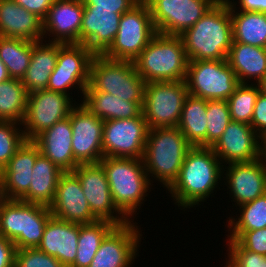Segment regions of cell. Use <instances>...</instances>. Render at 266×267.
<instances>
[{
    "instance_id": "obj_1",
    "label": "cell",
    "mask_w": 266,
    "mask_h": 267,
    "mask_svg": "<svg viewBox=\"0 0 266 267\" xmlns=\"http://www.w3.org/2000/svg\"><path fill=\"white\" fill-rule=\"evenodd\" d=\"M211 147H191L176 181L168 189L182 209L201 205L223 177V165ZM219 181V182H218ZM200 202V203H199Z\"/></svg>"
},
{
    "instance_id": "obj_2",
    "label": "cell",
    "mask_w": 266,
    "mask_h": 267,
    "mask_svg": "<svg viewBox=\"0 0 266 267\" xmlns=\"http://www.w3.org/2000/svg\"><path fill=\"white\" fill-rule=\"evenodd\" d=\"M180 37L189 61L227 59L233 42V32L226 0H218Z\"/></svg>"
},
{
    "instance_id": "obj_3",
    "label": "cell",
    "mask_w": 266,
    "mask_h": 267,
    "mask_svg": "<svg viewBox=\"0 0 266 267\" xmlns=\"http://www.w3.org/2000/svg\"><path fill=\"white\" fill-rule=\"evenodd\" d=\"M191 147L178 127L149 129L143 162L150 182L155 179L169 189L178 178Z\"/></svg>"
},
{
    "instance_id": "obj_4",
    "label": "cell",
    "mask_w": 266,
    "mask_h": 267,
    "mask_svg": "<svg viewBox=\"0 0 266 267\" xmlns=\"http://www.w3.org/2000/svg\"><path fill=\"white\" fill-rule=\"evenodd\" d=\"M99 163L105 169L116 208L128 220L133 221L132 215L141 208L139 206H142L152 186L143 159L103 157Z\"/></svg>"
},
{
    "instance_id": "obj_5",
    "label": "cell",
    "mask_w": 266,
    "mask_h": 267,
    "mask_svg": "<svg viewBox=\"0 0 266 267\" xmlns=\"http://www.w3.org/2000/svg\"><path fill=\"white\" fill-rule=\"evenodd\" d=\"M133 62L137 73L149 83L184 81L189 60L180 36L157 33Z\"/></svg>"
},
{
    "instance_id": "obj_6",
    "label": "cell",
    "mask_w": 266,
    "mask_h": 267,
    "mask_svg": "<svg viewBox=\"0 0 266 267\" xmlns=\"http://www.w3.org/2000/svg\"><path fill=\"white\" fill-rule=\"evenodd\" d=\"M51 217L47 206L7 199L0 206V235L11 240L16 249L38 247Z\"/></svg>"
},
{
    "instance_id": "obj_7",
    "label": "cell",
    "mask_w": 266,
    "mask_h": 267,
    "mask_svg": "<svg viewBox=\"0 0 266 267\" xmlns=\"http://www.w3.org/2000/svg\"><path fill=\"white\" fill-rule=\"evenodd\" d=\"M145 86L146 82L137 73L134 62L95 55L85 91L106 92L120 100L144 102Z\"/></svg>"
},
{
    "instance_id": "obj_8",
    "label": "cell",
    "mask_w": 266,
    "mask_h": 267,
    "mask_svg": "<svg viewBox=\"0 0 266 267\" xmlns=\"http://www.w3.org/2000/svg\"><path fill=\"white\" fill-rule=\"evenodd\" d=\"M156 34L148 4L137 3L121 15L115 39L102 55L133 62Z\"/></svg>"
},
{
    "instance_id": "obj_9",
    "label": "cell",
    "mask_w": 266,
    "mask_h": 267,
    "mask_svg": "<svg viewBox=\"0 0 266 267\" xmlns=\"http://www.w3.org/2000/svg\"><path fill=\"white\" fill-rule=\"evenodd\" d=\"M184 81L189 95L205 100H227L240 84L227 59L189 61Z\"/></svg>"
},
{
    "instance_id": "obj_10",
    "label": "cell",
    "mask_w": 266,
    "mask_h": 267,
    "mask_svg": "<svg viewBox=\"0 0 266 267\" xmlns=\"http://www.w3.org/2000/svg\"><path fill=\"white\" fill-rule=\"evenodd\" d=\"M188 95L185 81L146 83L142 114L148 128L177 127Z\"/></svg>"
},
{
    "instance_id": "obj_11",
    "label": "cell",
    "mask_w": 266,
    "mask_h": 267,
    "mask_svg": "<svg viewBox=\"0 0 266 267\" xmlns=\"http://www.w3.org/2000/svg\"><path fill=\"white\" fill-rule=\"evenodd\" d=\"M218 0H150L147 4L157 33L180 36Z\"/></svg>"
},
{
    "instance_id": "obj_12",
    "label": "cell",
    "mask_w": 266,
    "mask_h": 267,
    "mask_svg": "<svg viewBox=\"0 0 266 267\" xmlns=\"http://www.w3.org/2000/svg\"><path fill=\"white\" fill-rule=\"evenodd\" d=\"M71 97L47 89L29 93L25 117L21 123L25 139L33 140L56 122L66 119L75 105Z\"/></svg>"
},
{
    "instance_id": "obj_13",
    "label": "cell",
    "mask_w": 266,
    "mask_h": 267,
    "mask_svg": "<svg viewBox=\"0 0 266 267\" xmlns=\"http://www.w3.org/2000/svg\"><path fill=\"white\" fill-rule=\"evenodd\" d=\"M94 56L84 44L59 43L56 66L50 75L47 90L70 96L69 90L77 85L82 91L80 93L84 94Z\"/></svg>"
},
{
    "instance_id": "obj_14",
    "label": "cell",
    "mask_w": 266,
    "mask_h": 267,
    "mask_svg": "<svg viewBox=\"0 0 266 267\" xmlns=\"http://www.w3.org/2000/svg\"><path fill=\"white\" fill-rule=\"evenodd\" d=\"M148 130L142 113L135 118L105 120L103 156L143 159Z\"/></svg>"
},
{
    "instance_id": "obj_15",
    "label": "cell",
    "mask_w": 266,
    "mask_h": 267,
    "mask_svg": "<svg viewBox=\"0 0 266 267\" xmlns=\"http://www.w3.org/2000/svg\"><path fill=\"white\" fill-rule=\"evenodd\" d=\"M72 172L78 177L90 210L98 221H108L116 226L130 221L116 208L105 169L100 163L79 164Z\"/></svg>"
},
{
    "instance_id": "obj_16",
    "label": "cell",
    "mask_w": 266,
    "mask_h": 267,
    "mask_svg": "<svg viewBox=\"0 0 266 267\" xmlns=\"http://www.w3.org/2000/svg\"><path fill=\"white\" fill-rule=\"evenodd\" d=\"M104 121L92 115L85 106L75 104L71 110L72 151L78 164H96L103 156Z\"/></svg>"
},
{
    "instance_id": "obj_17",
    "label": "cell",
    "mask_w": 266,
    "mask_h": 267,
    "mask_svg": "<svg viewBox=\"0 0 266 267\" xmlns=\"http://www.w3.org/2000/svg\"><path fill=\"white\" fill-rule=\"evenodd\" d=\"M138 227L133 221L115 226L101 242L88 267H130L138 255L142 237Z\"/></svg>"
},
{
    "instance_id": "obj_18",
    "label": "cell",
    "mask_w": 266,
    "mask_h": 267,
    "mask_svg": "<svg viewBox=\"0 0 266 267\" xmlns=\"http://www.w3.org/2000/svg\"><path fill=\"white\" fill-rule=\"evenodd\" d=\"M260 140L251 125L231 120L211 148L223 166L251 162L260 158Z\"/></svg>"
},
{
    "instance_id": "obj_19",
    "label": "cell",
    "mask_w": 266,
    "mask_h": 267,
    "mask_svg": "<svg viewBox=\"0 0 266 267\" xmlns=\"http://www.w3.org/2000/svg\"><path fill=\"white\" fill-rule=\"evenodd\" d=\"M49 209L53 217L71 223L83 225L98 221L93 216L81 183L73 172H64L60 176Z\"/></svg>"
},
{
    "instance_id": "obj_20",
    "label": "cell",
    "mask_w": 266,
    "mask_h": 267,
    "mask_svg": "<svg viewBox=\"0 0 266 267\" xmlns=\"http://www.w3.org/2000/svg\"><path fill=\"white\" fill-rule=\"evenodd\" d=\"M223 167L225 185L230 197L238 207L263 196L266 193V166L261 158L251 162L230 163ZM226 171V172H224ZM226 175V177H224ZM228 185H227V184ZM237 204V205H236Z\"/></svg>"
},
{
    "instance_id": "obj_21",
    "label": "cell",
    "mask_w": 266,
    "mask_h": 267,
    "mask_svg": "<svg viewBox=\"0 0 266 267\" xmlns=\"http://www.w3.org/2000/svg\"><path fill=\"white\" fill-rule=\"evenodd\" d=\"M83 12L82 0H55L43 20L44 37L54 36L46 42L80 44Z\"/></svg>"
},
{
    "instance_id": "obj_22",
    "label": "cell",
    "mask_w": 266,
    "mask_h": 267,
    "mask_svg": "<svg viewBox=\"0 0 266 267\" xmlns=\"http://www.w3.org/2000/svg\"><path fill=\"white\" fill-rule=\"evenodd\" d=\"M121 15L118 10H95L84 6L80 44L95 55H102L115 39Z\"/></svg>"
},
{
    "instance_id": "obj_23",
    "label": "cell",
    "mask_w": 266,
    "mask_h": 267,
    "mask_svg": "<svg viewBox=\"0 0 266 267\" xmlns=\"http://www.w3.org/2000/svg\"><path fill=\"white\" fill-rule=\"evenodd\" d=\"M46 158L63 172H72L79 164L72 151V128L70 115L41 132L32 140Z\"/></svg>"
},
{
    "instance_id": "obj_24",
    "label": "cell",
    "mask_w": 266,
    "mask_h": 267,
    "mask_svg": "<svg viewBox=\"0 0 266 267\" xmlns=\"http://www.w3.org/2000/svg\"><path fill=\"white\" fill-rule=\"evenodd\" d=\"M79 224L51 217L44 228L38 249L70 267L76 259Z\"/></svg>"
},
{
    "instance_id": "obj_25",
    "label": "cell",
    "mask_w": 266,
    "mask_h": 267,
    "mask_svg": "<svg viewBox=\"0 0 266 267\" xmlns=\"http://www.w3.org/2000/svg\"><path fill=\"white\" fill-rule=\"evenodd\" d=\"M39 154L38 146L32 140H25L2 169L7 199H20L29 190L32 170Z\"/></svg>"
},
{
    "instance_id": "obj_26",
    "label": "cell",
    "mask_w": 266,
    "mask_h": 267,
    "mask_svg": "<svg viewBox=\"0 0 266 267\" xmlns=\"http://www.w3.org/2000/svg\"><path fill=\"white\" fill-rule=\"evenodd\" d=\"M0 36L34 42L44 40L43 20L14 0H0Z\"/></svg>"
},
{
    "instance_id": "obj_27",
    "label": "cell",
    "mask_w": 266,
    "mask_h": 267,
    "mask_svg": "<svg viewBox=\"0 0 266 267\" xmlns=\"http://www.w3.org/2000/svg\"><path fill=\"white\" fill-rule=\"evenodd\" d=\"M63 173L50 159L40 153L32 170L29 190L19 200L49 207Z\"/></svg>"
},
{
    "instance_id": "obj_28",
    "label": "cell",
    "mask_w": 266,
    "mask_h": 267,
    "mask_svg": "<svg viewBox=\"0 0 266 267\" xmlns=\"http://www.w3.org/2000/svg\"><path fill=\"white\" fill-rule=\"evenodd\" d=\"M58 52L59 43H46L45 40L33 43L30 64L22 78V84L28 94L47 89L50 75L56 66Z\"/></svg>"
},
{
    "instance_id": "obj_29",
    "label": "cell",
    "mask_w": 266,
    "mask_h": 267,
    "mask_svg": "<svg viewBox=\"0 0 266 267\" xmlns=\"http://www.w3.org/2000/svg\"><path fill=\"white\" fill-rule=\"evenodd\" d=\"M227 61L241 84L258 83L266 75V48L233 41Z\"/></svg>"
},
{
    "instance_id": "obj_30",
    "label": "cell",
    "mask_w": 266,
    "mask_h": 267,
    "mask_svg": "<svg viewBox=\"0 0 266 267\" xmlns=\"http://www.w3.org/2000/svg\"><path fill=\"white\" fill-rule=\"evenodd\" d=\"M82 96L81 103L85 108L103 121L138 117L144 103L120 100L119 97L99 91H85Z\"/></svg>"
},
{
    "instance_id": "obj_31",
    "label": "cell",
    "mask_w": 266,
    "mask_h": 267,
    "mask_svg": "<svg viewBox=\"0 0 266 267\" xmlns=\"http://www.w3.org/2000/svg\"><path fill=\"white\" fill-rule=\"evenodd\" d=\"M232 1L226 0L231 15L233 41L266 48V13L239 11L237 3Z\"/></svg>"
},
{
    "instance_id": "obj_32",
    "label": "cell",
    "mask_w": 266,
    "mask_h": 267,
    "mask_svg": "<svg viewBox=\"0 0 266 267\" xmlns=\"http://www.w3.org/2000/svg\"><path fill=\"white\" fill-rule=\"evenodd\" d=\"M177 127L192 147H206L207 100L188 95Z\"/></svg>"
},
{
    "instance_id": "obj_33",
    "label": "cell",
    "mask_w": 266,
    "mask_h": 267,
    "mask_svg": "<svg viewBox=\"0 0 266 267\" xmlns=\"http://www.w3.org/2000/svg\"><path fill=\"white\" fill-rule=\"evenodd\" d=\"M34 41L0 36V59L10 78L21 79L30 64Z\"/></svg>"
},
{
    "instance_id": "obj_34",
    "label": "cell",
    "mask_w": 266,
    "mask_h": 267,
    "mask_svg": "<svg viewBox=\"0 0 266 267\" xmlns=\"http://www.w3.org/2000/svg\"><path fill=\"white\" fill-rule=\"evenodd\" d=\"M116 225L108 221L79 224V238L75 262L70 267H88L101 242Z\"/></svg>"
},
{
    "instance_id": "obj_35",
    "label": "cell",
    "mask_w": 266,
    "mask_h": 267,
    "mask_svg": "<svg viewBox=\"0 0 266 267\" xmlns=\"http://www.w3.org/2000/svg\"><path fill=\"white\" fill-rule=\"evenodd\" d=\"M28 93L21 79L9 78L0 83V121L21 124L24 120Z\"/></svg>"
},
{
    "instance_id": "obj_36",
    "label": "cell",
    "mask_w": 266,
    "mask_h": 267,
    "mask_svg": "<svg viewBox=\"0 0 266 267\" xmlns=\"http://www.w3.org/2000/svg\"><path fill=\"white\" fill-rule=\"evenodd\" d=\"M240 216L227 220L228 231H253L266 228V193L239 206ZM237 220V221H236Z\"/></svg>"
},
{
    "instance_id": "obj_37",
    "label": "cell",
    "mask_w": 266,
    "mask_h": 267,
    "mask_svg": "<svg viewBox=\"0 0 266 267\" xmlns=\"http://www.w3.org/2000/svg\"><path fill=\"white\" fill-rule=\"evenodd\" d=\"M259 86L252 84H239L234 93L227 99L231 120L251 125L253 111Z\"/></svg>"
},
{
    "instance_id": "obj_38",
    "label": "cell",
    "mask_w": 266,
    "mask_h": 267,
    "mask_svg": "<svg viewBox=\"0 0 266 267\" xmlns=\"http://www.w3.org/2000/svg\"><path fill=\"white\" fill-rule=\"evenodd\" d=\"M230 122L227 100H207L206 147L216 143Z\"/></svg>"
},
{
    "instance_id": "obj_39",
    "label": "cell",
    "mask_w": 266,
    "mask_h": 267,
    "mask_svg": "<svg viewBox=\"0 0 266 267\" xmlns=\"http://www.w3.org/2000/svg\"><path fill=\"white\" fill-rule=\"evenodd\" d=\"M20 126L21 124L17 122L0 121V169L9 163L17 149L26 140Z\"/></svg>"
},
{
    "instance_id": "obj_40",
    "label": "cell",
    "mask_w": 266,
    "mask_h": 267,
    "mask_svg": "<svg viewBox=\"0 0 266 267\" xmlns=\"http://www.w3.org/2000/svg\"><path fill=\"white\" fill-rule=\"evenodd\" d=\"M228 260L230 267H266V255L244 249L236 240L228 239Z\"/></svg>"
},
{
    "instance_id": "obj_41",
    "label": "cell",
    "mask_w": 266,
    "mask_h": 267,
    "mask_svg": "<svg viewBox=\"0 0 266 267\" xmlns=\"http://www.w3.org/2000/svg\"><path fill=\"white\" fill-rule=\"evenodd\" d=\"M14 267H65L55 257L44 253L37 247L22 248L15 251Z\"/></svg>"
},
{
    "instance_id": "obj_42",
    "label": "cell",
    "mask_w": 266,
    "mask_h": 267,
    "mask_svg": "<svg viewBox=\"0 0 266 267\" xmlns=\"http://www.w3.org/2000/svg\"><path fill=\"white\" fill-rule=\"evenodd\" d=\"M226 235L236 240L244 249L258 254L266 255V228L253 231H230Z\"/></svg>"
},
{
    "instance_id": "obj_43",
    "label": "cell",
    "mask_w": 266,
    "mask_h": 267,
    "mask_svg": "<svg viewBox=\"0 0 266 267\" xmlns=\"http://www.w3.org/2000/svg\"><path fill=\"white\" fill-rule=\"evenodd\" d=\"M87 9L118 10L124 14L137 3L134 0H82Z\"/></svg>"
},
{
    "instance_id": "obj_44",
    "label": "cell",
    "mask_w": 266,
    "mask_h": 267,
    "mask_svg": "<svg viewBox=\"0 0 266 267\" xmlns=\"http://www.w3.org/2000/svg\"><path fill=\"white\" fill-rule=\"evenodd\" d=\"M251 126L260 139L266 136V95L261 92L255 102Z\"/></svg>"
},
{
    "instance_id": "obj_45",
    "label": "cell",
    "mask_w": 266,
    "mask_h": 267,
    "mask_svg": "<svg viewBox=\"0 0 266 267\" xmlns=\"http://www.w3.org/2000/svg\"><path fill=\"white\" fill-rule=\"evenodd\" d=\"M17 4L24 7L30 13L36 14L44 20L48 14L49 8L55 0H14Z\"/></svg>"
},
{
    "instance_id": "obj_46",
    "label": "cell",
    "mask_w": 266,
    "mask_h": 267,
    "mask_svg": "<svg viewBox=\"0 0 266 267\" xmlns=\"http://www.w3.org/2000/svg\"><path fill=\"white\" fill-rule=\"evenodd\" d=\"M15 251L14 243L0 235V267H14Z\"/></svg>"
},
{
    "instance_id": "obj_47",
    "label": "cell",
    "mask_w": 266,
    "mask_h": 267,
    "mask_svg": "<svg viewBox=\"0 0 266 267\" xmlns=\"http://www.w3.org/2000/svg\"><path fill=\"white\" fill-rule=\"evenodd\" d=\"M240 11H257L266 13V0H239Z\"/></svg>"
},
{
    "instance_id": "obj_48",
    "label": "cell",
    "mask_w": 266,
    "mask_h": 267,
    "mask_svg": "<svg viewBox=\"0 0 266 267\" xmlns=\"http://www.w3.org/2000/svg\"><path fill=\"white\" fill-rule=\"evenodd\" d=\"M7 200L4 192L3 172L0 169V206Z\"/></svg>"
},
{
    "instance_id": "obj_49",
    "label": "cell",
    "mask_w": 266,
    "mask_h": 267,
    "mask_svg": "<svg viewBox=\"0 0 266 267\" xmlns=\"http://www.w3.org/2000/svg\"><path fill=\"white\" fill-rule=\"evenodd\" d=\"M9 78L10 77H9L8 72H7L6 66L2 62V60L0 59V83L8 80Z\"/></svg>"
},
{
    "instance_id": "obj_50",
    "label": "cell",
    "mask_w": 266,
    "mask_h": 267,
    "mask_svg": "<svg viewBox=\"0 0 266 267\" xmlns=\"http://www.w3.org/2000/svg\"><path fill=\"white\" fill-rule=\"evenodd\" d=\"M260 158L266 166V136L261 139Z\"/></svg>"
},
{
    "instance_id": "obj_51",
    "label": "cell",
    "mask_w": 266,
    "mask_h": 267,
    "mask_svg": "<svg viewBox=\"0 0 266 267\" xmlns=\"http://www.w3.org/2000/svg\"><path fill=\"white\" fill-rule=\"evenodd\" d=\"M259 86L260 92L266 95V75L257 83Z\"/></svg>"
},
{
    "instance_id": "obj_52",
    "label": "cell",
    "mask_w": 266,
    "mask_h": 267,
    "mask_svg": "<svg viewBox=\"0 0 266 267\" xmlns=\"http://www.w3.org/2000/svg\"><path fill=\"white\" fill-rule=\"evenodd\" d=\"M138 4H147L150 0H134Z\"/></svg>"
}]
</instances>
